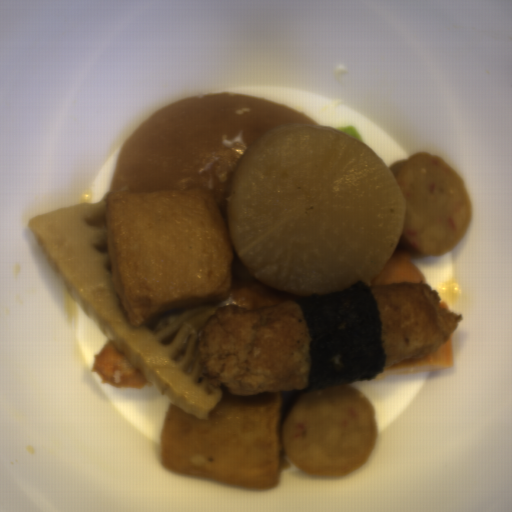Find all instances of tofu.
Instances as JSON below:
<instances>
[{
  "label": "tofu",
  "instance_id": "obj_1",
  "mask_svg": "<svg viewBox=\"0 0 512 512\" xmlns=\"http://www.w3.org/2000/svg\"><path fill=\"white\" fill-rule=\"evenodd\" d=\"M104 235L132 329L170 309L225 301L234 289L227 215L208 188L110 190Z\"/></svg>",
  "mask_w": 512,
  "mask_h": 512
},
{
  "label": "tofu",
  "instance_id": "obj_2",
  "mask_svg": "<svg viewBox=\"0 0 512 512\" xmlns=\"http://www.w3.org/2000/svg\"><path fill=\"white\" fill-rule=\"evenodd\" d=\"M281 408L279 393L233 396L227 387L206 419L169 403L160 431V464L171 474L274 489L282 472Z\"/></svg>",
  "mask_w": 512,
  "mask_h": 512
}]
</instances>
